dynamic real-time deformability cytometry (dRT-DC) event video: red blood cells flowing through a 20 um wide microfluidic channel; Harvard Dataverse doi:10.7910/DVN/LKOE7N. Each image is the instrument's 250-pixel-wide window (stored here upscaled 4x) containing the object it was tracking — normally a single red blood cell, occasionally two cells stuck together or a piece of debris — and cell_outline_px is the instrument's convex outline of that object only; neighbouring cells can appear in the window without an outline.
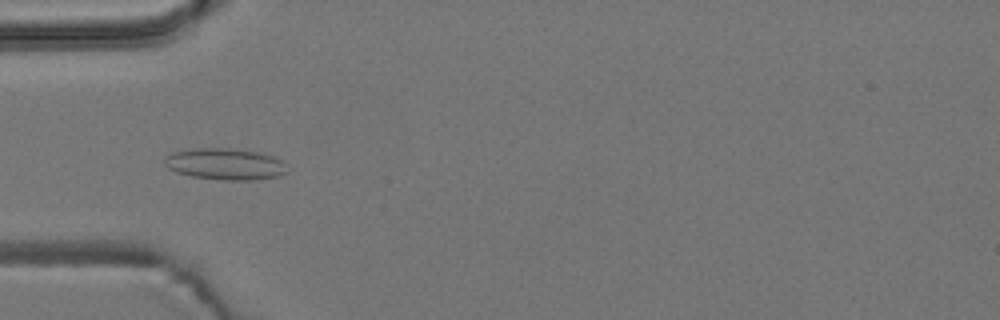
{"species": "common noctule bat (a hibernating species)", "species_latin": "Nyctalus noctula", "temperature_condition": "room temperature", "stored_images_in_passage": 43, "camera_frame_rate_fps": 3000, "um_per_image_px": 0.085, "animal": {"sex": "male", "body_mass_g": 19.2, "forearm_length_mm": 51.8}, "frame": {"image": 1, "passage_image": 11, "time_ms": 3.333, "image_size_px": [1000, 320], "cell_outline_px": [[288, 172], [280, 176], [252, 180], [224, 180], [192, 176], [176, 172], [168, 168], [164, 164], [164, 156], [172, 152], [192, 148], [228, 148], [256, 152], [272, 156], [280, 160]], "centroid_in_image_um": [19.08, 13.94], "position_along_channel_um": 65.9, "area_um2": 22.43}}
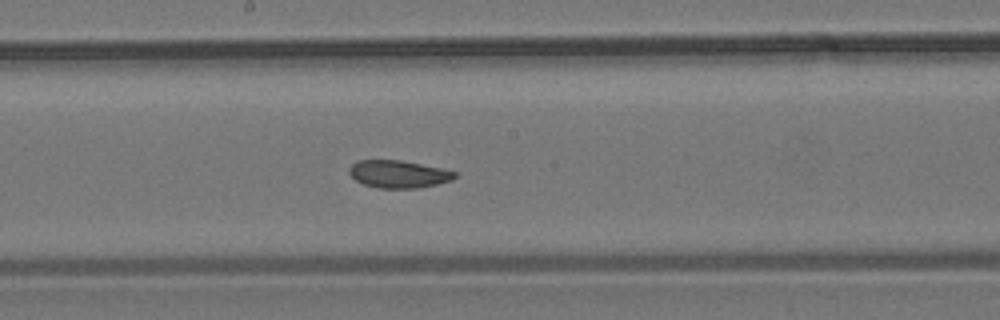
{"frame": {"image": 2, "passage_image": 23, "time_ms": 7.333, "image_size_px": [1000, 320], "cell_outline_px": [[456, 176], [452, 180], [420, 188], [376, 188], [364, 184], [356, 180], [348, 172], [348, 168], [356, 160], [400, 160], [440, 168], [456, 172]], "centroid_in_image_um": [33.84, 14.8], "position_along_channel_um": 214.4, "area_um2": 16.88}}
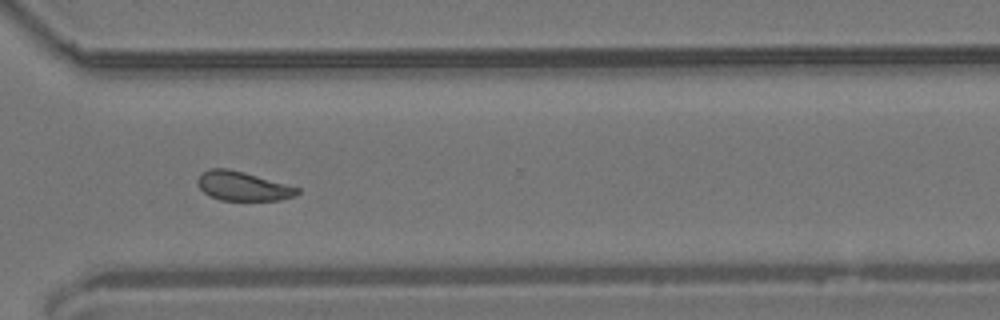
{"frame": {"image": 3, "passage_image": 34, "time_ms": 11.0, "image_size_px": [1000, 320], "cell_outline_px": [[300, 192], [296, 196], [280, 200], [220, 200], [208, 196], [200, 188], [196, 180], [208, 168], [228, 168], [244, 172], [300, 188]], "centroid_in_image_um": [20.64, 15.82], "position_along_channel_um": 350.0, "area_um2": 16.94}, "authors_computed_cell_mechanics": {"area_um2": 17.4556, "velocity_mm_per_s": 3.7107, "shape_relaxation_time_tau1_ms": 8.8838, "shape_relaxation_time_tau2_ms": 2.2693, "deformation_change_tau1": 0.1249, "deformation_change_tau2": 0.0686}}